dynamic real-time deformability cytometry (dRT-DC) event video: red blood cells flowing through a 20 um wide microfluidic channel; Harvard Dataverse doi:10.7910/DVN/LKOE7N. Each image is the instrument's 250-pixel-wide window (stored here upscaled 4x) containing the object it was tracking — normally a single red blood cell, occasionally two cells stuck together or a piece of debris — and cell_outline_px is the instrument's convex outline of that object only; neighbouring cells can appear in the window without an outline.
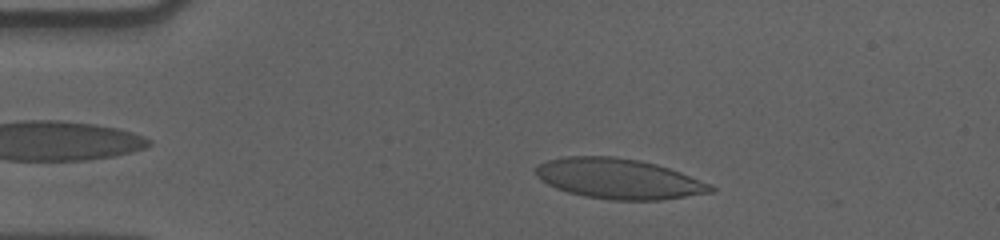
{"species": "human", "species_latin": "Homo sapiens", "temperature_condition": "cold", "stored_images_in_passage": 45, "camera_frame_rate_fps": 3000, "um_per_image_px": 0.085, "donor": {"sex": "male"}, "frame": {"image": 1, "passage_image": 9, "time_ms": 2.667, "image_size_px": [1000, 240], "cell_outline_px": [[716, 188], [712, 192], [660, 200], [612, 200], [584, 196], [568, 192], [556, 188], [540, 180], [536, 176], [536, 168], [540, 164], [548, 160], [564, 156], [612, 156], [640, 160], [656, 164], [680, 172], [712, 184]], "centroid_in_image_um": [52.59, 15.19], "position_along_channel_um": 32.4, "area_um2": 40.98}}
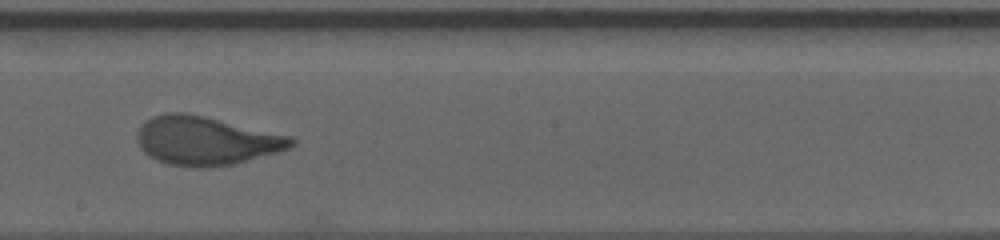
{"frame": {"image": 2, "passage_image": 30, "time_ms": 9.667, "image_size_px": [1000, 240], "cell_outline_px": [[296, 144], [280, 152], [232, 164], [208, 168], [192, 168], [168, 164], [156, 160], [148, 156], [140, 148], [136, 140], [136, 132], [152, 116], [168, 112], [184, 112], [204, 116], [292, 136], [296, 140]], "centroid_in_image_um": [17.51, 11.97], "position_along_channel_um": 230.7, "area_um2": 43.99}}
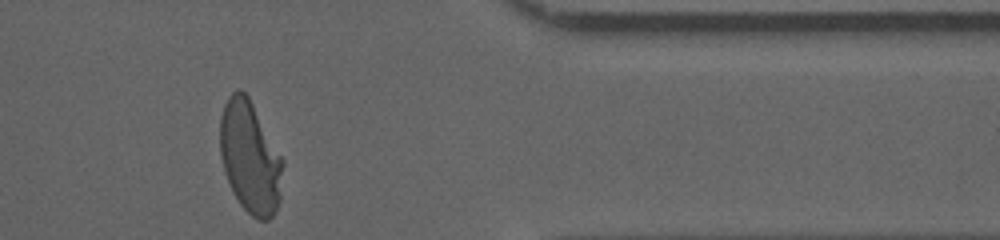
{"frame": {"image": 3, "passage_image": 45, "time_ms": 14.667, "image_size_px": [1000, 240], "cell_outline_px": [[284, 164], [280, 200], [272, 216], [268, 220], [256, 220], [240, 204], [224, 172], [220, 156], [220, 116], [224, 104], [228, 96], [236, 88], [240, 88], [248, 96], [284, 160]], "centroid_in_image_um": [21.26, 13.35], "position_along_channel_um": 390.1, "area_um2": 41.1}, "authors_computed_cell_mechanics": {"area_um2": 41.905, "velocity_mm_per_s": 3.5757, "shape_relaxation_time_tau1_ms": 4.9727, "shape_relaxation_time_tau2_ms": null, "deformation_change_tau1": 0.2302, "deformation_change_tau2": null}}